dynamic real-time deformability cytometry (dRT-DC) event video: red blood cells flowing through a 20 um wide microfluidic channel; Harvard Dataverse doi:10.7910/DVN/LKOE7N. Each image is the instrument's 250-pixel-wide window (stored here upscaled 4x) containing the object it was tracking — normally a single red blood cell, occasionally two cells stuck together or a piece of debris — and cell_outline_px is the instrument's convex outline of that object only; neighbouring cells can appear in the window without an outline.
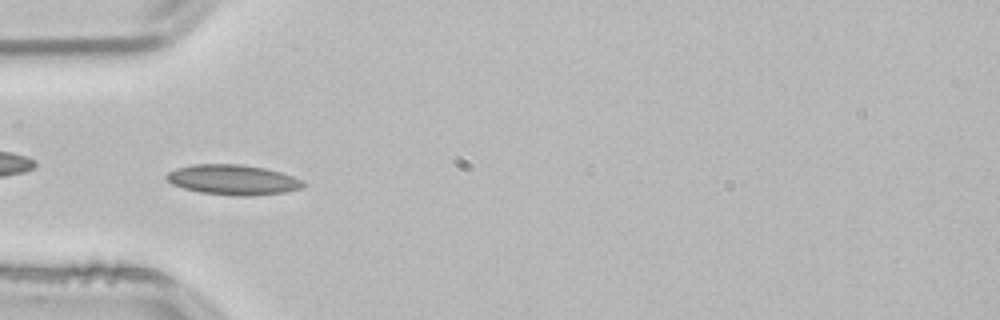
{"species": "common noctule bat (a hibernating species)", "species_latin": "Nyctalus noctula", "temperature_condition": "room temperature", "stored_images_in_passage": 3, "camera_frame_rate_fps": 3000, "um_per_image_px": 0.085, "animal": {"sex": "male", "body_mass_g": 21.5, "forearm_length_mm": 52.0}, "frame": {"image": 1, "passage_image": 3, "time_ms": 0.667, "image_size_px": [1000, 320], "cell_outline_px": [[304, 184], [300, 188], [284, 192], [252, 196], [236, 196], [200, 192], [184, 188], [172, 184], [164, 176], [168, 172], [176, 168], [192, 164], [244, 164], [264, 168], [280, 172], [292, 176], [300, 180]], "centroid_in_image_um": [19.75, 15.27], "position_along_channel_um": 65.2, "area_um2": 23.87}}